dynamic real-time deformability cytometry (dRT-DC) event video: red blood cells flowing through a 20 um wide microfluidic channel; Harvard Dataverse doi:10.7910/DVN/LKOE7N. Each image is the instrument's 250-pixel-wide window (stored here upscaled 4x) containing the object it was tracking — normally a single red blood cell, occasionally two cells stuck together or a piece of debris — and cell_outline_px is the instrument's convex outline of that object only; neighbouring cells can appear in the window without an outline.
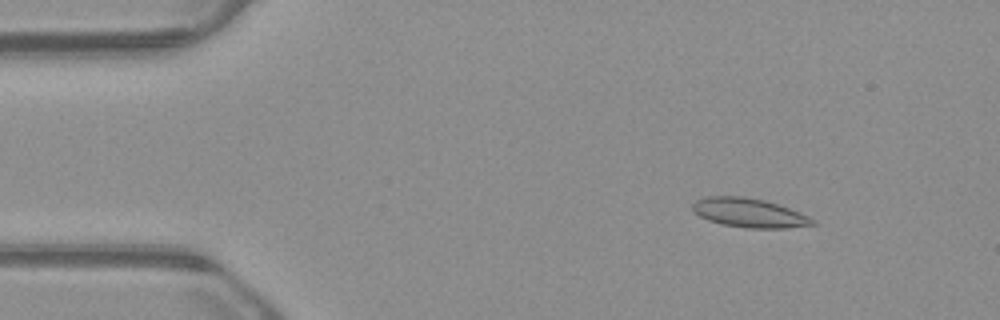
{"species": "common noctule bat (a hibernating species)", "species_latin": "Nyctalus noctula", "temperature_condition": "warm", "stored_images_in_passage": 53, "camera_frame_rate_fps": 3000, "um_per_image_px": 0.085, "animal": {"sex": "male", "body_mass_g": 23.1, "forearm_length_mm": 52.7}, "frame": {"image": 1, "passage_image": 7, "time_ms": 2.0, "image_size_px": [1000, 320], "cell_outline_px": [[816, 224], [784, 228], [744, 228], [724, 224], [708, 220], [700, 216], [692, 208], [692, 204], [696, 200], [704, 196], [744, 196], [764, 200], [800, 212], [816, 220]], "centroid_in_image_um": [63.67, 18.08], "position_along_channel_um": 21.3, "area_um2": 20.23}}
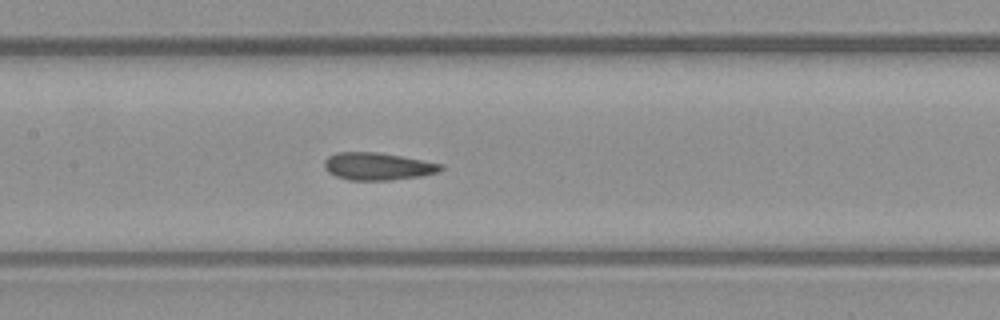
{"frame": {"image": 2, "passage_image": 25, "time_ms": 8.0, "image_size_px": [1000, 320], "cell_outline_px": [[444, 168], [440, 172], [420, 176], [388, 180], [348, 180], [336, 176], [328, 172], [324, 168], [324, 160], [328, 156], [336, 152], [380, 152], [444, 164]], "centroid_in_image_um": [32.11, 14.13], "position_along_channel_um": 175.3, "area_um2": 18.79}}
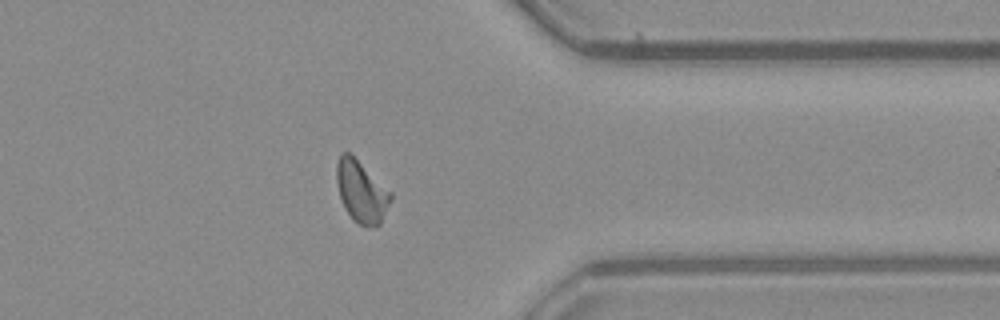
{"frame": {"image": 3, "passage_image": 42, "time_ms": 13.667, "image_size_px": [1000, 320], "cell_outline_px": [[392, 196], [380, 224], [360, 224], [352, 220], [344, 208], [340, 196], [336, 180], [336, 164], [340, 152], [348, 152], [392, 192]], "centroid_in_image_um": [30.68, 16.26], "position_along_channel_um": 380.7, "area_um2": 19.02}, "authors_computed_cell_mechanics": {"area_um2": 18.9006, "velocity_mm_per_s": 3.8456, "shape_relaxation_time_tau1_ms": 7.0663, "shape_relaxation_time_tau2_ms": 1.6322, "deformation_change_tau1": 0.174, "deformation_change_tau2": 0.098}}